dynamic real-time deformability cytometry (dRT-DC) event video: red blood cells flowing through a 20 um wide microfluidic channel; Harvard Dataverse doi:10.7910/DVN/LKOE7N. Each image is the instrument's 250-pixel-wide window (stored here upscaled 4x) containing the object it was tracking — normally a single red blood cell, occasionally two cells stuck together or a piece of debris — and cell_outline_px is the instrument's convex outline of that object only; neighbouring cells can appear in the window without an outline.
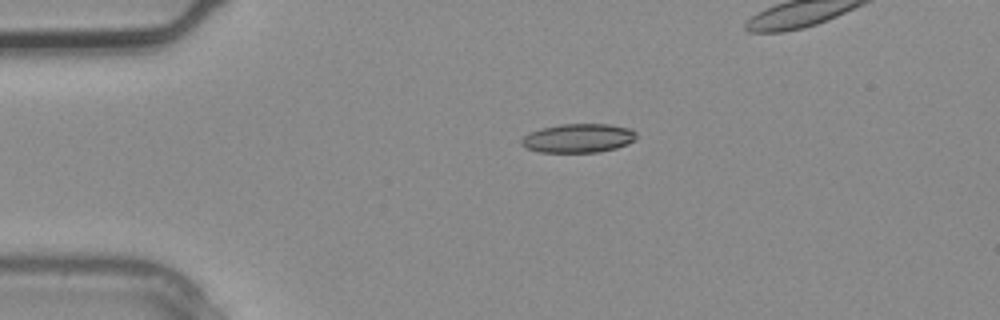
{"species": "common noctule bat (a hibernating species)", "species_latin": "Nyctalus noctula", "temperature_condition": "warm", "stored_images_in_passage": 5, "camera_frame_rate_fps": 3000, "um_per_image_px": 0.085, "animal": {"sex": "male", "body_mass_g": 20.4}, "frame": {"image": 1, "passage_image": 2, "time_ms": 0.333, "image_size_px": [1000, 320], "cell_outline_px": [[636, 136], [628, 144], [616, 148], [596, 152], [540, 152], [528, 148], [520, 144], [520, 140], [528, 132], [540, 128], [560, 124], [608, 124], [632, 128], [636, 132]], "centroid_in_image_um": [49.14, 11.73], "position_along_channel_um": 35.9, "area_um2": 19.42}}